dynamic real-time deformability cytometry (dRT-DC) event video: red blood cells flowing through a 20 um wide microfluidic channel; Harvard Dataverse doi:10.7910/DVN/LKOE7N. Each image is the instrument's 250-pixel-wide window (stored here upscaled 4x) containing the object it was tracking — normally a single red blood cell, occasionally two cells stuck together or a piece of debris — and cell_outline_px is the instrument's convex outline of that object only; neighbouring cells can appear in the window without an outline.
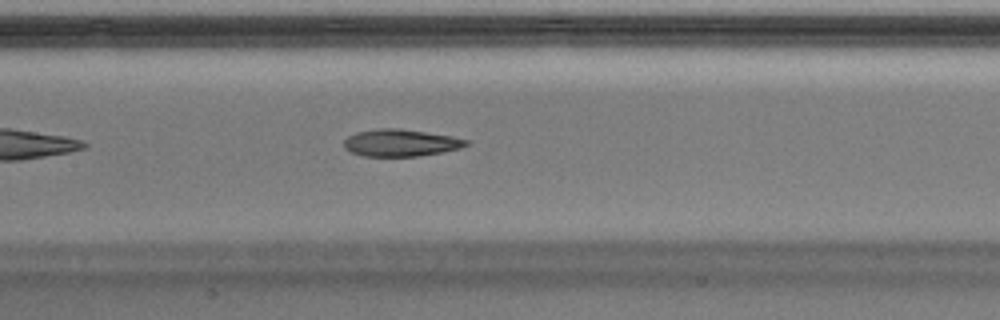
{"species": "Egyptian fruit bat (a non-hibernating species)", "species_latin": "Rousettus aegyptiacus", "temperature_condition": "warm", "stored_images_in_passage": 37, "camera_frame_rate_fps": 3000, "um_per_image_px": 0.085, "animal": {"sex": "male"}, "frame": {"image": 1, "passage_image": 11, "time_ms": 3.333, "image_size_px": [1000, 320], "cell_outline_px": [[472, 144], [460, 148], [440, 152], [416, 156], [364, 156], [352, 152], [344, 148], [344, 140], [348, 136], [356, 132], [380, 128], [400, 128], [452, 136], [472, 140]], "centroid_in_image_um": [34.1, 12.13], "position_along_channel_um": 173.3, "area_um2": 19.36}}
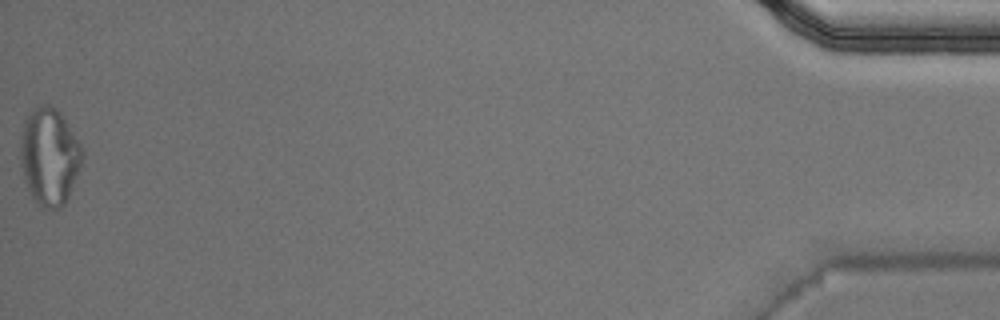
{"frame": {"image": 2, "passage_image": 37, "time_ms": 12.0, "image_size_px": [1000, 320], "cell_outline_px": [[84, 156], [68, 196], [64, 204], [60, 208], [44, 208], [32, 196], [24, 180], [20, 164], [20, 148], [24, 120], [36, 108], [44, 104], [48, 104], [56, 108], [60, 112], [80, 144], [84, 152]], "centroid_in_image_um": [4.19, 13.3], "position_along_channel_um": 431.0, "area_um2": 34.51}, "authors_computed_cell_mechanics": {"area_um2": 20.3456, "velocity_mm_per_s": 4.0807, "shape_relaxation_time_tau1_ms": null, "shape_relaxation_time_tau2_ms": 4.3147, "deformation_change_tau1": null, "deformation_change_tau2": 0.1521}}